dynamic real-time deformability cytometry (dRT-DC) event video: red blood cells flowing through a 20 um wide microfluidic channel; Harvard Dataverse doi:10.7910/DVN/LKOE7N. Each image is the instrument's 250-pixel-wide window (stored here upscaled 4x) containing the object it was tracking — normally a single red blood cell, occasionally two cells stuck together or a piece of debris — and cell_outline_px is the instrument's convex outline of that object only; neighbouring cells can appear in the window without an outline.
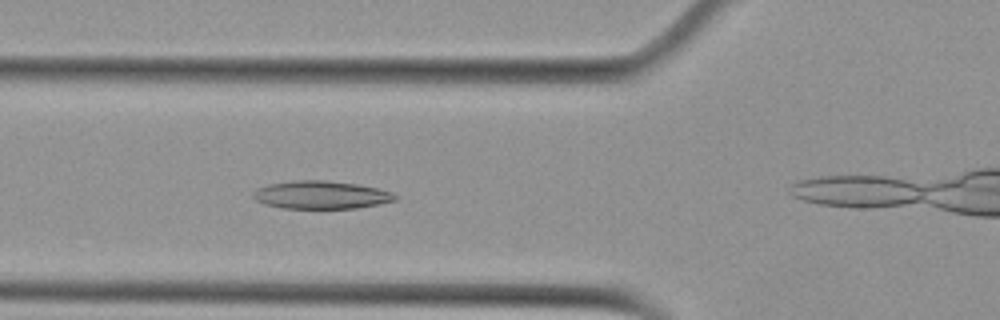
{"species": "Egyptian fruit bat (a non-hibernating species)", "species_latin": "Rousettus aegyptiacus", "temperature_condition": "cold", "stored_images_in_passage": 33, "camera_frame_rate_fps": 3000, "um_per_image_px": 0.085, "animal": {"sex": "female"}, "frame": {"image": 1, "passage_image": 10, "time_ms": 3.0, "image_size_px": [1000, 320], "cell_outline_px": [[400, 196], [396, 200], [356, 208], [280, 208], [264, 204], [256, 200], [252, 196], [252, 192], [256, 188], [268, 184], [292, 180], [324, 180], [356, 184], [380, 188], [392, 192]], "centroid_in_image_um": [27.27, 16.56], "position_along_channel_um": 98.5, "area_um2": 23.29}}
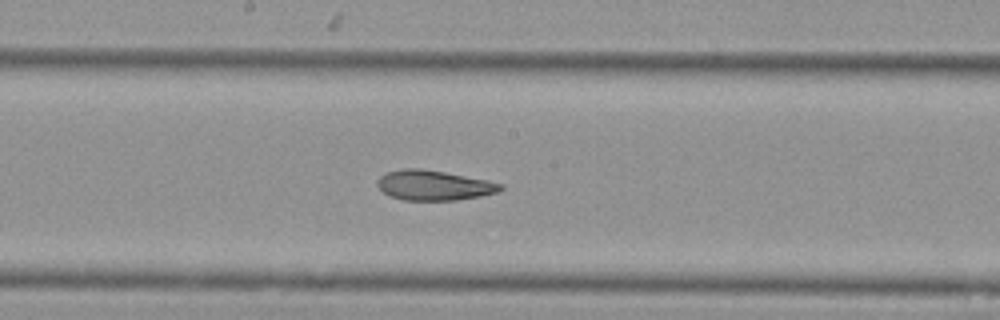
{"frame": {"image": 2, "passage_image": 19, "time_ms": 6.0, "image_size_px": [1000, 320], "cell_outline_px": [[504, 188], [496, 192], [480, 196], [456, 200], [404, 200], [392, 196], [384, 192], [376, 184], [376, 180], [384, 172], [400, 168], [420, 168], [444, 172], [488, 180], [504, 184]], "centroid_in_image_um": [36.86, 15.73], "position_along_channel_um": 211.3, "area_um2": 21.56}}
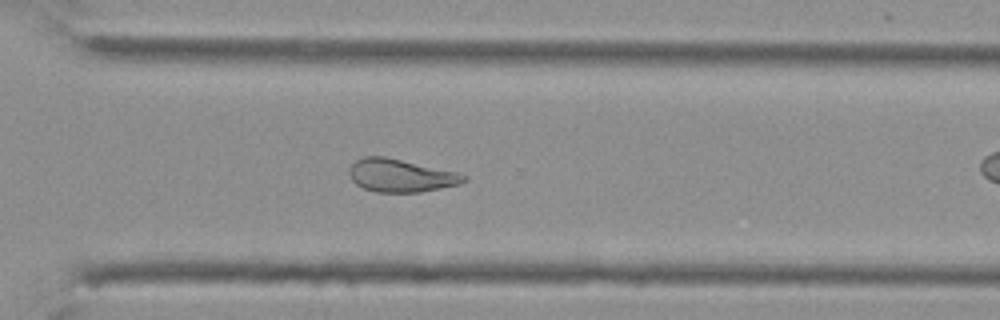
{"frame": {"image": 3, "passage_image": 29, "time_ms": 9.333, "image_size_px": [1000, 320], "cell_outline_px": [[468, 180], [460, 184], [420, 192], [376, 192], [364, 188], [356, 184], [352, 180], [348, 172], [348, 168], [356, 160], [364, 156], [384, 156], [456, 172], [468, 176]], "centroid_in_image_um": [34.05, 14.92], "position_along_channel_um": 336.6, "area_um2": 21.91}}